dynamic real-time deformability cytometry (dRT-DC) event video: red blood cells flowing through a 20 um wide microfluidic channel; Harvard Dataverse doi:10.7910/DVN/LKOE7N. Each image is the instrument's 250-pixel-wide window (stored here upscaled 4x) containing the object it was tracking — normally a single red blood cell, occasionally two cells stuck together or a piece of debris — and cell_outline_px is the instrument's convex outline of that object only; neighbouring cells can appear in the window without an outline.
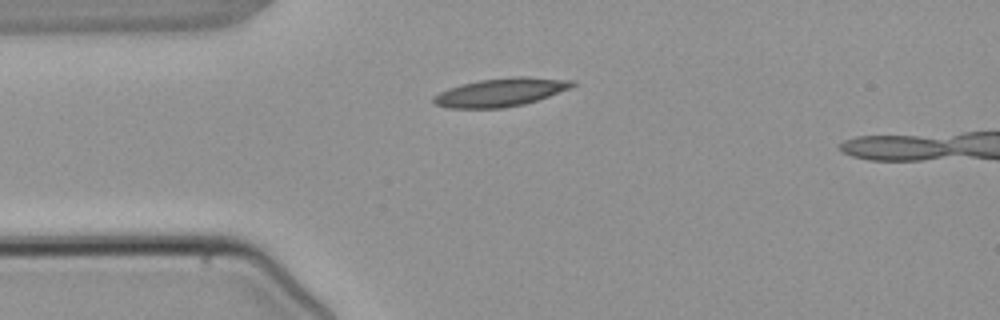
{"species": "common noctule bat (a hibernating species)", "species_latin": "Nyctalus noctula", "temperature_condition": "warm", "stored_images_in_passage": 2, "segment_of_instrument_passage": [1, 2], "camera_frame_rate_fps": 3000, "um_per_image_px": 0.085, "animal": {"sex": "male", "body_mass_g": 21.5, "forearm_length_mm": 52.0}, "frame": {"image": 1, "passage_image": 1, "time_ms": 0.0, "image_size_px": [1000, 320], "cell_outline_px": [[576, 84], [572, 88], [524, 104], [504, 108], [448, 108], [436, 104], [432, 100], [432, 96], [448, 88], [480, 80], [520, 76], [528, 76], [576, 80]], "centroid_in_image_um": [42.6, 7.84], "position_along_channel_um": 42.4, "area_um2": 22.89}}